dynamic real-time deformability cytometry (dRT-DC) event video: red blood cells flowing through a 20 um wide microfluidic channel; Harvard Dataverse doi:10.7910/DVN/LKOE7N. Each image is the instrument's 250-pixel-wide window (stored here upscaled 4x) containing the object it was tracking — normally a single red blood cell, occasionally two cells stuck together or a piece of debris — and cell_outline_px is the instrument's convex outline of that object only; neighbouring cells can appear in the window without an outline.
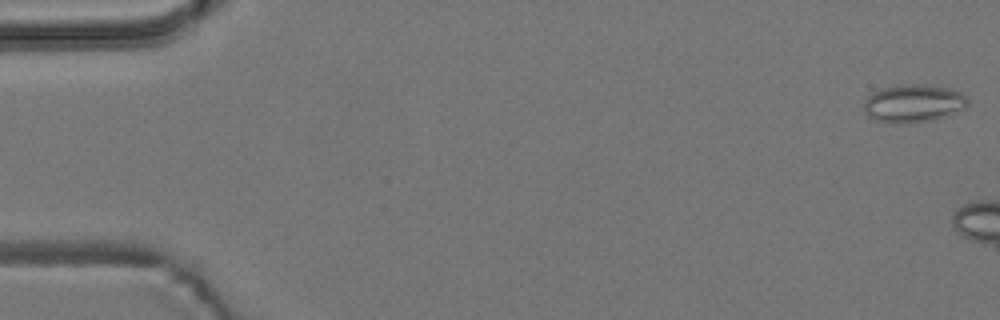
{"species": "common noctule bat (a hibernating species)", "species_latin": "Nyctalus noctula", "temperature_condition": "room temperature", "stored_images_in_passage": 5, "camera_frame_rate_fps": 3000, "um_per_image_px": 0.085, "animal": {"sex": "male", "body_mass_g": 19.2, "forearm_length_mm": 51.8}, "frame": {"image": 1, "passage_image": 1, "time_ms": 0.0, "image_size_px": [1000, 320], "cell_outline_px": [[968, 104], [964, 108], [944, 116], [932, 120], [908, 124], [892, 124], [876, 120], [868, 116], [864, 108], [864, 100], [872, 92], [884, 88], [900, 84], [920, 84], [948, 88], [960, 92], [968, 100]], "centroid_in_image_um": [77.6, 8.8], "position_along_channel_um": 7.4, "area_um2": 22.95}}